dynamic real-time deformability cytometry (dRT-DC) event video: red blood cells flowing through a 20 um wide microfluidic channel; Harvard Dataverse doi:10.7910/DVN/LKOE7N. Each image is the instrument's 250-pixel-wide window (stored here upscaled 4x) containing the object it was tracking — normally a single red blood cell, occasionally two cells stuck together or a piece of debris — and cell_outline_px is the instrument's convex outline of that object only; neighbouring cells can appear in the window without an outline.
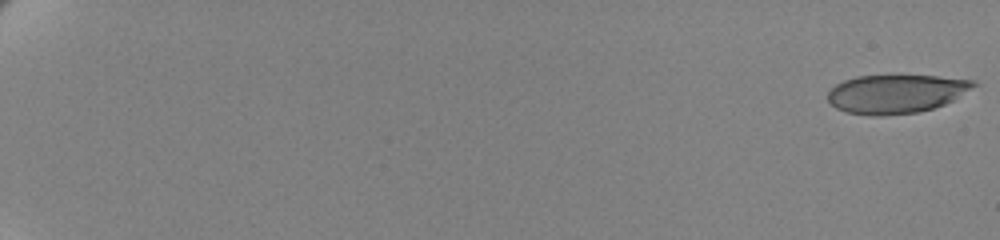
{"species": "human", "species_latin": "Homo sapiens", "temperature_condition": "cold", "stored_images_in_passage": 50, "camera_frame_rate_fps": 3000, "um_per_image_px": 0.085, "donor": {"sex": "female"}, "frame": {"image": 1, "passage_image": 1, "time_ms": 0.0, "image_size_px": [1000, 240], "cell_outline_px": [[980, 84], [952, 100], [944, 104], [920, 112], [880, 116], [872, 116], [848, 112], [836, 108], [828, 100], [828, 92], [836, 84], [844, 80], [856, 76], [936, 76], [976, 80]], "centroid_in_image_um": [76.19, 7.97], "position_along_channel_um": 8.8, "area_um2": 32.77}}
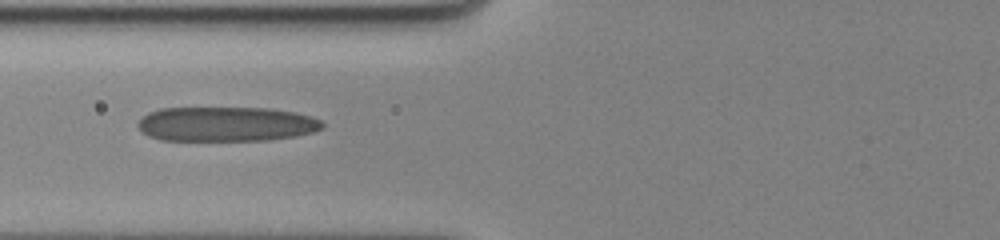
{"frame": {"image": 2, "passage_image": 29, "time_ms": 9.333, "image_size_px": [1000, 240], "cell_outline_px": [[324, 128], [312, 132], [296, 136], [268, 140], [160, 140], [148, 136], [140, 132], [136, 124], [148, 112], [160, 108], [268, 108], [296, 112], [312, 116], [320, 120], [324, 124]], "centroid_in_image_um": [19.22, 10.54], "position_along_channel_um": 106.6, "area_um2": 37.51}}
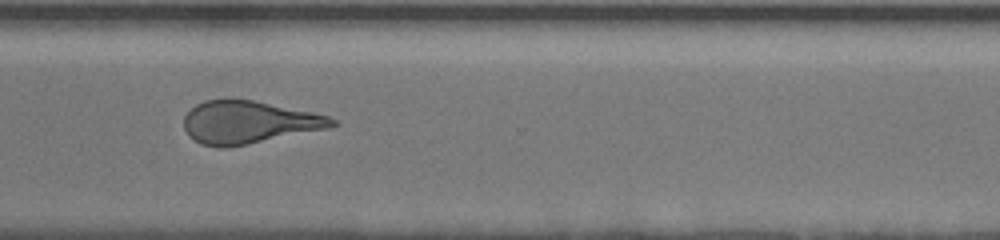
{"frame": {"image": 3, "passage_image": 50, "time_ms": 16.333, "image_size_px": [1000, 240], "cell_outline_px": [[336, 124], [328, 128], [224, 148], [200, 144], [188, 136], [184, 128], [184, 116], [196, 104], [204, 100], [252, 100], [312, 112], [328, 116], [336, 120]], "centroid_in_image_um": [21.09, 10.39], "position_along_channel_um": 349.5, "area_um2": 36.18}}